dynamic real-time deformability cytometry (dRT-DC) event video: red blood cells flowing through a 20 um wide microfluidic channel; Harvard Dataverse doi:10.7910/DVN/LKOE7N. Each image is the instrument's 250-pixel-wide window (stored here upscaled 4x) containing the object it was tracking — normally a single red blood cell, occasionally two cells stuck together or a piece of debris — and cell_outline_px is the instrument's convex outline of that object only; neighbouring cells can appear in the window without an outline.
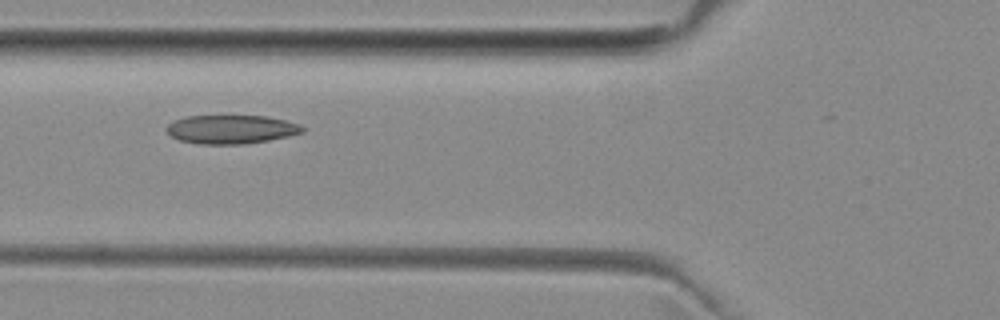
{"species": "common noctule bat (a hibernating species)", "species_latin": "Nyctalus noctula", "temperature_condition": "room temperature", "stored_images_in_passage": 4, "camera_frame_rate_fps": 3000, "um_per_image_px": 0.085, "animal": {"sex": "female", "body_mass_g": 29.2, "forearm_length_mm": 56.3}, "frame": {"image": 1, "passage_image": 2, "time_ms": 1.0, "image_size_px": [1000, 320], "cell_outline_px": [[304, 132], [288, 136], [268, 140], [240, 144], [200, 144], [180, 140], [172, 136], [164, 128], [168, 124], [176, 120], [188, 116], [268, 116], [300, 124], [304, 128]], "centroid_in_image_um": [19.66, 10.99], "position_along_channel_um": 106.1, "area_um2": 22.54}}
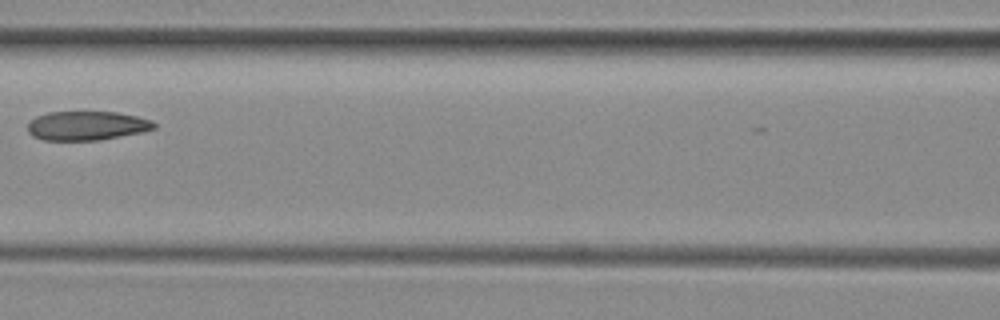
{"frame": {"image": 2, "passage_image": 3, "time_ms": 2.333, "image_size_px": [1000, 320], "cell_outline_px": [[156, 128], [144, 132], [100, 140], [44, 140], [32, 136], [28, 132], [28, 124], [36, 116], [48, 112], [116, 112], [136, 116], [152, 120], [156, 124]], "centroid_in_image_um": [7.4, 10.69], "position_along_channel_um": 159.2, "area_um2": 21.5}}
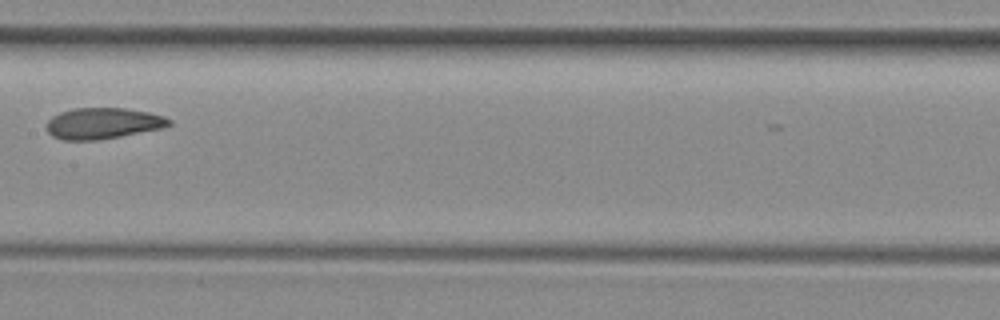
{"frame": {"image": 3, "passage_image": 4, "time_ms": 3.333, "image_size_px": [1000, 320], "cell_outline_px": [[172, 124], [164, 128], [120, 136], [96, 140], [64, 140], [52, 136], [48, 132], [48, 120], [52, 116], [60, 112], [72, 108], [124, 108], [148, 112], [164, 116], [172, 120]], "centroid_in_image_um": [8.77, 10.48], "position_along_channel_um": 198.6, "area_um2": 22.2}}